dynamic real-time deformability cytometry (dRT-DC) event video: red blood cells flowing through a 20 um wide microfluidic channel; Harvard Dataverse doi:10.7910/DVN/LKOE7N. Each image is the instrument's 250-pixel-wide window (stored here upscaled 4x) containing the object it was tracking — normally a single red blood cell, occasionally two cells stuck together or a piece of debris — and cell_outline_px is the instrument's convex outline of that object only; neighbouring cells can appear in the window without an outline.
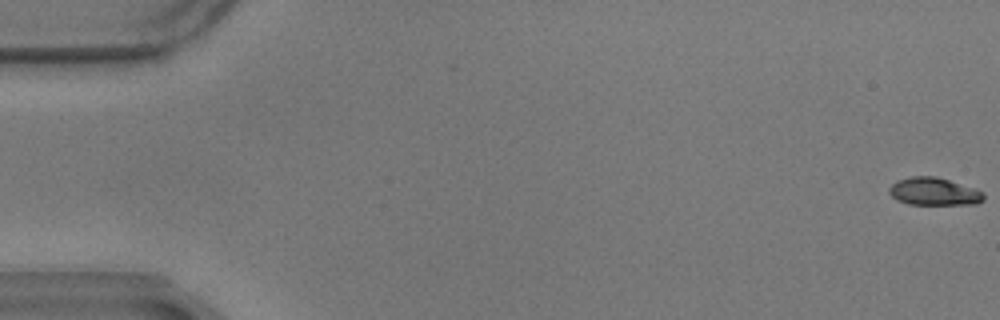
{"species": "common noctule bat (a hibernating species)", "species_latin": "Nyctalus noctula", "temperature_condition": "warm", "stored_images_in_passage": 59, "camera_frame_rate_fps": 3000, "um_per_image_px": 0.085, "animal": {"sex": "male", "body_mass_g": 17.9}, "frame": {"image": 1, "passage_image": 1, "time_ms": 0.0, "image_size_px": [1000, 320], "cell_outline_px": [[984, 200], [976, 204], [908, 204], [896, 200], [888, 192], [888, 188], [896, 180], [912, 176], [936, 176], [984, 192]], "centroid_in_image_um": [79.34, 16.28], "position_along_channel_um": 5.7, "area_um2": 15.2}}
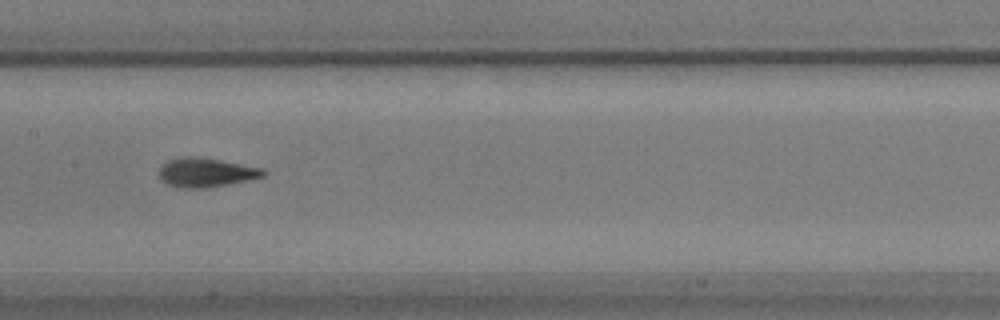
{"frame": {"image": 2, "passage_image": 30, "time_ms": 9.667, "image_size_px": [1000, 320], "cell_outline_px": [[264, 176], [228, 184], [204, 188], [180, 188], [168, 184], [160, 180], [160, 168], [168, 160], [180, 156], [200, 156], [264, 168]], "centroid_in_image_um": [17.48, 14.64], "position_along_channel_um": 189.9, "area_um2": 17.69}}
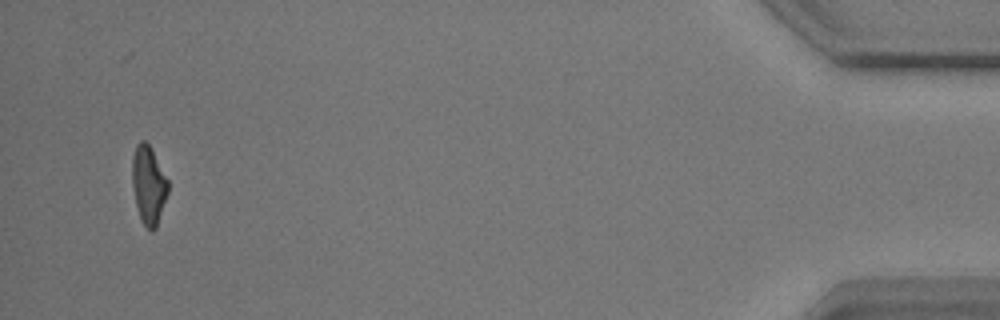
{"frame": {"image": 3, "passage_image": 57, "time_ms": 18.667, "image_size_px": [1000, 320], "cell_outline_px": [[168, 192], [156, 228], [152, 232], [140, 220], [136, 208], [132, 184], [132, 156], [136, 144], [140, 140], [144, 140], [152, 148], [168, 180]], "centroid_in_image_um": [12.61, 15.71], "position_along_channel_um": 422.6, "area_um2": 16.53}, "authors_computed_cell_mechanics": {"area_um2": 16.473, "velocity_mm_per_s": 3.4701, "shape_relaxation_time_tau1_ms": 3.5891, "shape_relaxation_time_tau2_ms": 2.1461, "deformation_change_tau1": 0.17, "deformation_change_tau2": 0.0909}}